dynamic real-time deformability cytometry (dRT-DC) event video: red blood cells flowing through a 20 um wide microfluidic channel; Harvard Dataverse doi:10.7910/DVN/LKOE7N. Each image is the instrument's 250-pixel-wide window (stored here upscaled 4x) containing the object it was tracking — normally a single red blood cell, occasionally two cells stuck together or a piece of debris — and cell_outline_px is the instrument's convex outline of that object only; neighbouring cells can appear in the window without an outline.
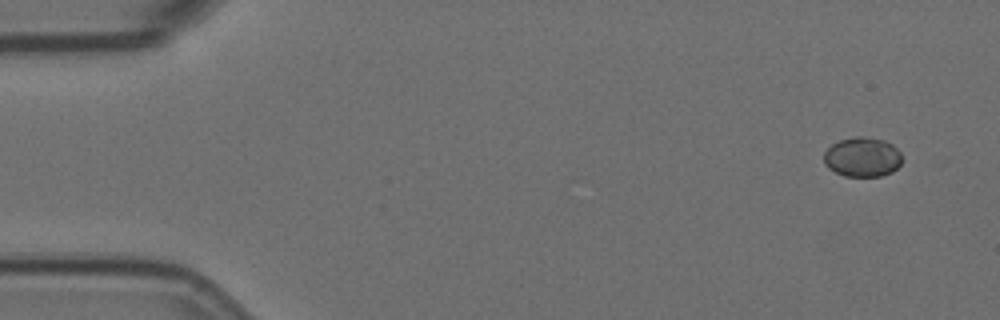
{"species": "Egyptian fruit bat (a non-hibernating species)", "species_latin": "Rousettus aegyptiacus", "temperature_condition": "room temperature", "stored_images_in_passage": 6, "camera_frame_rate_fps": 3000, "um_per_image_px": 0.085, "animal": {"sex": "female"}, "frame": {"image": 1, "passage_image": 1, "time_ms": 0.0, "image_size_px": [1000, 320], "cell_outline_px": [[900, 164], [892, 172], [880, 176], [844, 176], [828, 168], [824, 164], [824, 152], [832, 144], [840, 140], [856, 136], [864, 136], [884, 140], [892, 144], [900, 152]], "centroid_in_image_um": [73.28, 13.34], "position_along_channel_um": 11.7, "area_um2": 17.98}}